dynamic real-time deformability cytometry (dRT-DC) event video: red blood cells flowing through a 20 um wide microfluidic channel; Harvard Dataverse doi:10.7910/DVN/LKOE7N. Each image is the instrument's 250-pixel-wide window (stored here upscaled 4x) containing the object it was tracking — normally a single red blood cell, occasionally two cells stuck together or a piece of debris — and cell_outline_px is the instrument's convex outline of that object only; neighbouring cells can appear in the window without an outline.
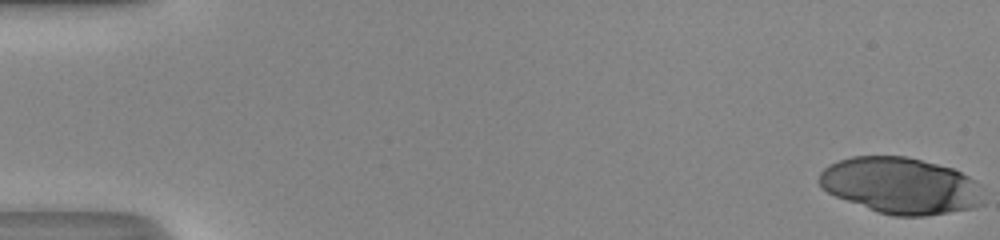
{"species": "human", "species_latin": "Homo sapiens", "temperature_condition": "room temperature", "stored_images_in_passage": 50, "camera_frame_rate_fps": 3000, "um_per_image_px": 0.085, "donor": {"sex": "male"}, "frame": {"image": 1, "passage_image": 1, "time_ms": 0.0, "image_size_px": [1000, 240], "cell_outline_px": [[984, 204], [972, 208], [924, 216], [892, 216], [876, 212], [836, 196], [820, 188], [816, 180], [820, 172], [828, 164], [852, 156], [908, 156], [952, 168], [976, 180], [984, 200]], "centroid_in_image_um": [76.52, 15.77], "position_along_channel_um": 8.5, "area_um2": 54.22}}